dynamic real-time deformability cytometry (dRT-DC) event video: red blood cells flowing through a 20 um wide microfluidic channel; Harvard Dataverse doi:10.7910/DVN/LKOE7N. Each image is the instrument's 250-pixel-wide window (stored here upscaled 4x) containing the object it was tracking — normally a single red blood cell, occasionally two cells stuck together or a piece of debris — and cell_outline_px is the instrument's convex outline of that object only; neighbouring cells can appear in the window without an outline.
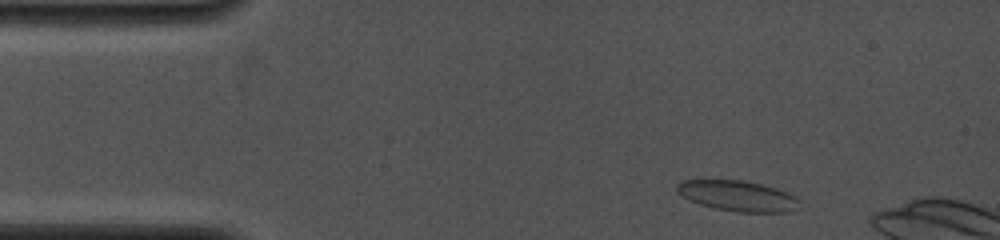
{"species": "common noctule bat (a hibernating species)", "species_latin": "Nyctalus noctula", "temperature_condition": "cold", "stored_images_in_passage": 3, "camera_frame_rate_fps": 4000, "um_per_image_px": 0.085, "animal": {"sex": "female", "body_mass_g": 19.0, "forearm_length_mm": 53.3}, "frame": {"image": 1, "passage_image": 1, "time_ms": 0.0, "image_size_px": [1000, 240], "cell_outline_px": [[800, 200], [796, 208], [788, 212], [736, 212], [716, 208], [700, 204], [688, 200], [676, 192], [676, 184], [680, 180], [744, 180], [776, 188], [788, 192], [796, 196]], "centroid_in_image_um": [62.68, 16.64], "position_along_channel_um": 22.3, "area_um2": 21.91}}